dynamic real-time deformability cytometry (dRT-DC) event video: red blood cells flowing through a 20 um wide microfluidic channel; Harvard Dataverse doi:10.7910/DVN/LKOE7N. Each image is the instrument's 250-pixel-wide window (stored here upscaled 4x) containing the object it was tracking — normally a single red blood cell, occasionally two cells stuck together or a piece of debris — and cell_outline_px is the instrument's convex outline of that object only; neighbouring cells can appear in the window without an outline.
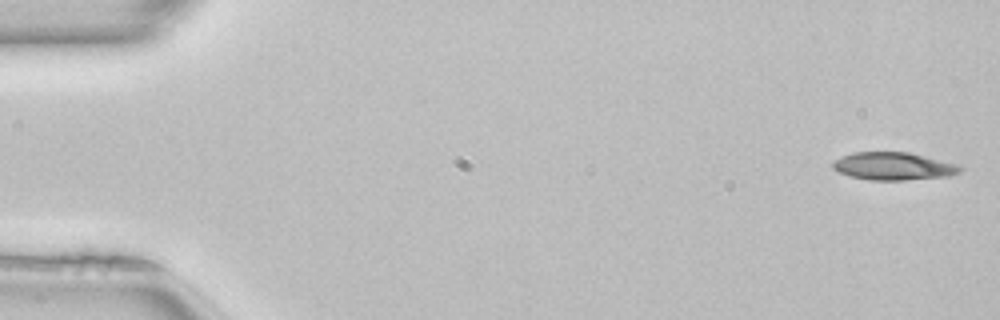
{"species": "common noctule bat (a hibernating species)", "species_latin": "Nyctalus noctula", "temperature_condition": "room temperature", "stored_images_in_passage": 50, "camera_frame_rate_fps": 3000, "um_per_image_px": 0.085, "animal": {"sex": "female", "body_mass_g": 22.7, "forearm_length_mm": 54.2}, "frame": {"image": 1, "passage_image": 1, "time_ms": 0.0, "image_size_px": [1000, 320], "cell_outline_px": [[964, 168], [960, 172], [948, 176], [908, 180], [868, 180], [848, 176], [832, 168], [832, 160], [852, 152], [908, 152], [960, 164]], "centroid_in_image_um": [75.95, 14.13], "position_along_channel_um": 9.1, "area_um2": 20.87}}
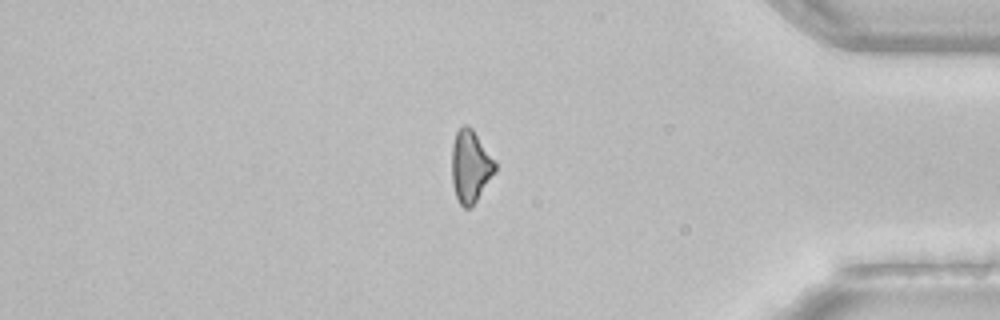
{"frame": {"image": 2, "passage_image": 42, "time_ms": 13.667, "image_size_px": [1000, 320], "cell_outline_px": [[496, 172], [472, 208], [464, 208], [460, 204], [456, 196], [452, 184], [452, 144], [456, 132], [464, 124], [468, 124], [472, 128], [496, 160]], "centroid_in_image_um": [40.0, 14.14], "position_along_channel_um": 395.2, "area_um2": 18.61}}
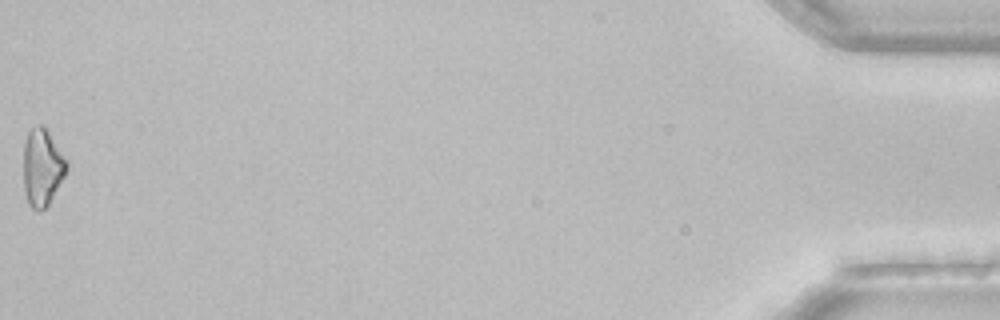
{"frame": {"image": 3, "passage_image": 50, "time_ms": 16.333, "image_size_px": [1000, 320], "cell_outline_px": [[68, 168], [64, 176], [48, 204], [40, 212], [36, 212], [28, 204], [24, 192], [24, 140], [32, 124], [44, 124], [68, 160]], "centroid_in_image_um": [3.59, 14.18], "position_along_channel_um": 431.6, "area_um2": 19.83}, "authors_computed_cell_mechanics": {"area_um2": 19.8254, "velocity_mm_per_s": 4.0785, "shape_relaxation_time_tau1_ms": null, "shape_relaxation_time_tau2_ms": 9.704, "deformation_change_tau1": null, "deformation_change_tau2": 0.241}}